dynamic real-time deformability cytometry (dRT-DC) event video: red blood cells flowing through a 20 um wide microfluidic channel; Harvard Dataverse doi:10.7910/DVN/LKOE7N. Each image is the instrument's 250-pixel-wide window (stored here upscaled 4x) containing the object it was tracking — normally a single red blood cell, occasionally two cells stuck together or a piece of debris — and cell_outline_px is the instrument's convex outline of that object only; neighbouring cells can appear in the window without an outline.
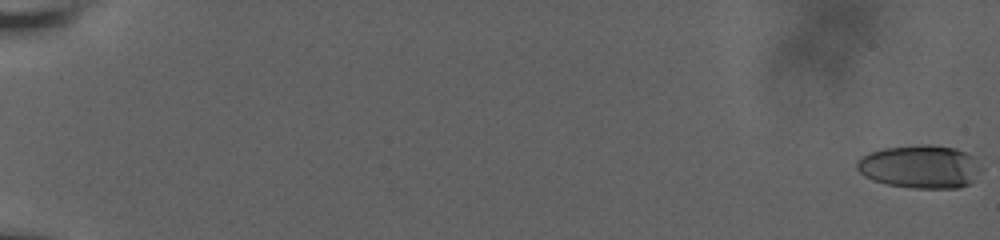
{"species": "human", "species_latin": "Homo sapiens", "temperature_condition": "room temperature", "stored_images_in_passage": 11, "camera_frame_rate_fps": 3000, "um_per_image_px": 0.085, "donor": {"sex": "male"}, "frame": {"image": 1, "passage_image": 1, "time_ms": 0.0, "image_size_px": [1000, 240], "cell_outline_px": [[972, 180], [968, 184], [960, 188], [916, 188], [888, 184], [864, 176], [856, 168], [856, 160], [860, 156], [868, 152], [884, 148], [920, 144], [928, 144], [956, 148], [972, 156]], "centroid_in_image_um": [78.04, 14.15], "position_along_channel_um": 7.0, "area_um2": 30.35}}
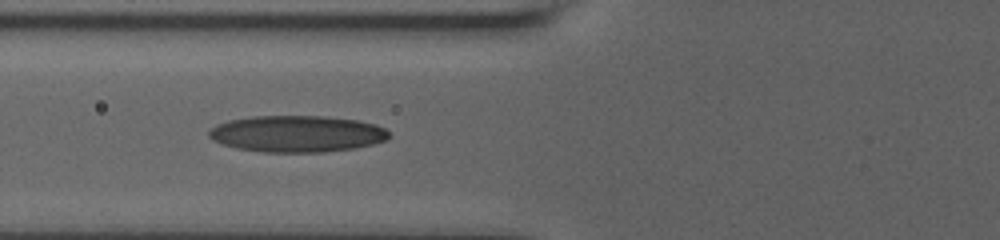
{"frame": {"image": 2, "passage_image": 10, "time_ms": 9.0, "image_size_px": [1000, 240], "cell_outline_px": [[392, 136], [384, 140], [372, 144], [356, 148], [324, 152], [264, 152], [236, 148], [224, 144], [208, 136], [208, 132], [216, 124], [228, 120], [252, 116], [324, 116], [356, 120], [376, 124], [384, 128]], "centroid_in_image_um": [25.25, 11.37], "position_along_channel_um": 100.5, "area_um2": 38.32}}
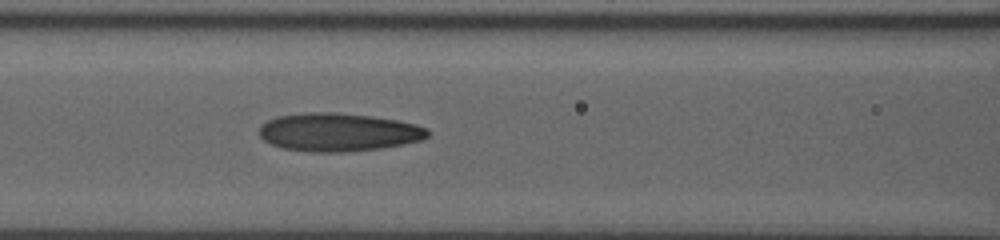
{"frame": {"image": 3, "passage_image": 11, "time_ms": 10.0, "image_size_px": [1000, 240], "cell_outline_px": [[428, 136], [420, 140], [380, 148], [340, 152], [312, 152], [284, 148], [272, 144], [264, 140], [260, 136], [260, 124], [276, 116], [304, 112], [336, 112], [368, 116], [396, 120], [416, 124], [428, 128]], "centroid_in_image_um": [28.72, 11.22], "position_along_channel_um": 137.9, "area_um2": 37.28}}